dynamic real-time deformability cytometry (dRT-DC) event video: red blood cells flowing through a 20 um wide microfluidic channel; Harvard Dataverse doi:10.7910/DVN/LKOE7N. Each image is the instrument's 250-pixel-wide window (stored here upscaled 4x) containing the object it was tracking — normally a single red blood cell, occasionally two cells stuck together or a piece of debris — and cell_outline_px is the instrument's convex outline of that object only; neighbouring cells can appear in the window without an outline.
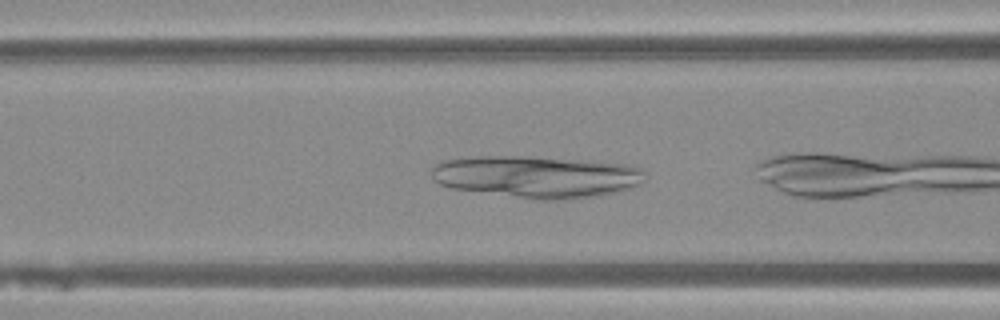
{"species": "Egyptian fruit bat (a non-hibernating species)", "species_latin": "Rousettus aegyptiacus", "temperature_condition": "warm", "stored_images_in_passage": 14, "camera_frame_rate_fps": 3000, "um_per_image_px": 0.085, "animal": {"sex": "female"}, "frame": {"image": 1, "passage_image": 3, "time_ms": 0.667, "image_size_px": [1000, 320], "cell_outline_px": [[644, 180], [640, 184], [628, 188], [612, 192], [592, 196], [564, 200], [536, 200], [452, 188], [440, 184], [432, 180], [432, 168], [440, 160], [476, 156], [528, 156], [588, 160], [628, 164], [640, 168], [644, 172]], "centroid_in_image_um": [45.57, 15.01], "position_along_channel_um": 121.0, "area_um2": 52.48}}
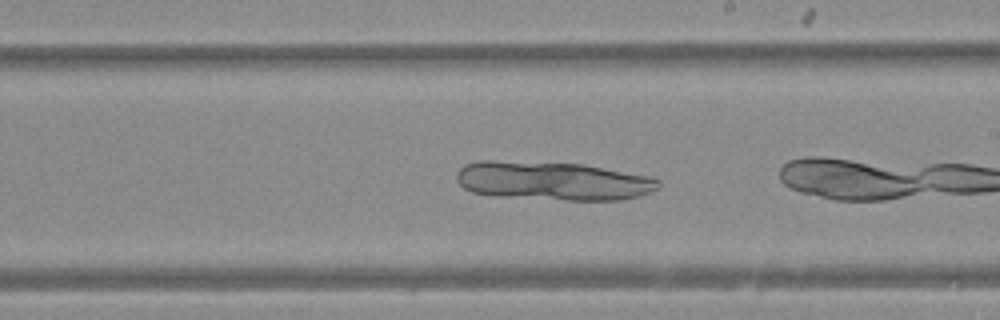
{"frame": {"image": 2, "passage_image": 12, "time_ms": 3.667, "image_size_px": [1000, 320], "cell_outline_px": [[660, 188], [640, 196], [624, 200], [568, 200], [496, 196], [472, 192], [464, 188], [456, 180], [456, 172], [464, 164], [476, 160], [492, 160], [584, 164], [648, 176], [660, 180]], "centroid_in_image_um": [46.97, 15.37], "position_along_channel_um": 242.0, "area_um2": 45.84}}